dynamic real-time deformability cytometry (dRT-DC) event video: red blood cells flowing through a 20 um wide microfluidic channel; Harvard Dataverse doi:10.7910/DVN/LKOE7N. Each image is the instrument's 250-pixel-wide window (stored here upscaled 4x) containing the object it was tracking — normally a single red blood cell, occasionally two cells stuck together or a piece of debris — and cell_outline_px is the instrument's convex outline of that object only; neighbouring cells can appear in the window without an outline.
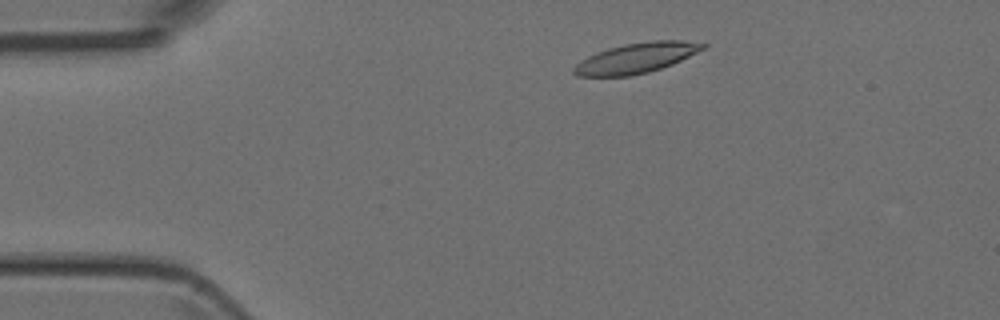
{"species": "Egyptian fruit bat (a non-hibernating species)", "species_latin": "Rousettus aegyptiacus", "temperature_condition": "room temperature", "stored_images_in_passage": 29, "camera_frame_rate_fps": 3000, "um_per_image_px": 0.085, "animal": {"sex": "female"}, "frame": {"image": 1, "passage_image": 5, "time_ms": 1.333, "image_size_px": [1000, 320], "cell_outline_px": [[708, 44], [704, 48], [672, 64], [648, 72], [628, 76], [576, 76], [572, 72], [572, 68], [580, 60], [596, 52], [608, 48], [624, 44], [652, 40], [684, 40]], "centroid_in_image_um": [54.03, 4.92], "position_along_channel_um": 31.0, "area_um2": 22.6}}
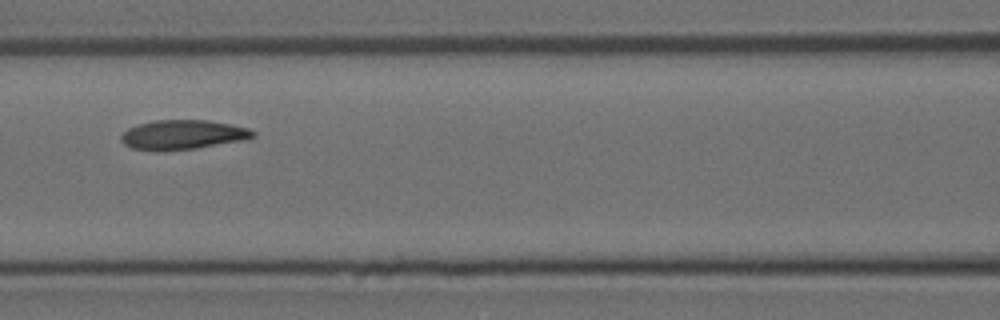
{"frame": {"image": 2, "passage_image": 18, "time_ms": 5.667, "image_size_px": [1000, 320], "cell_outline_px": [[256, 136], [248, 140], [196, 148], [132, 148], [124, 144], [120, 140], [120, 136], [128, 128], [136, 124], [156, 120], [208, 120], [248, 128], [256, 132]], "centroid_in_image_um": [15.61, 11.41], "position_along_channel_um": 151.0, "area_um2": 22.08}}
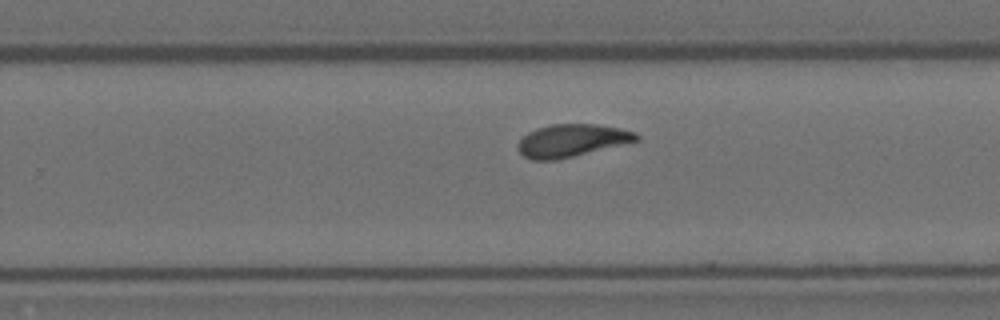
{"frame": {"image": 3, "passage_image": 28, "time_ms": 9.0, "image_size_px": [1000, 320], "cell_outline_px": [[640, 140], [556, 160], [532, 160], [524, 156], [520, 152], [516, 144], [528, 132], [536, 128], [552, 124], [596, 124], [620, 128], [636, 132], [640, 136]], "centroid_in_image_um": [48.6, 11.93], "position_along_channel_um": 281.2, "area_um2": 22.43}}